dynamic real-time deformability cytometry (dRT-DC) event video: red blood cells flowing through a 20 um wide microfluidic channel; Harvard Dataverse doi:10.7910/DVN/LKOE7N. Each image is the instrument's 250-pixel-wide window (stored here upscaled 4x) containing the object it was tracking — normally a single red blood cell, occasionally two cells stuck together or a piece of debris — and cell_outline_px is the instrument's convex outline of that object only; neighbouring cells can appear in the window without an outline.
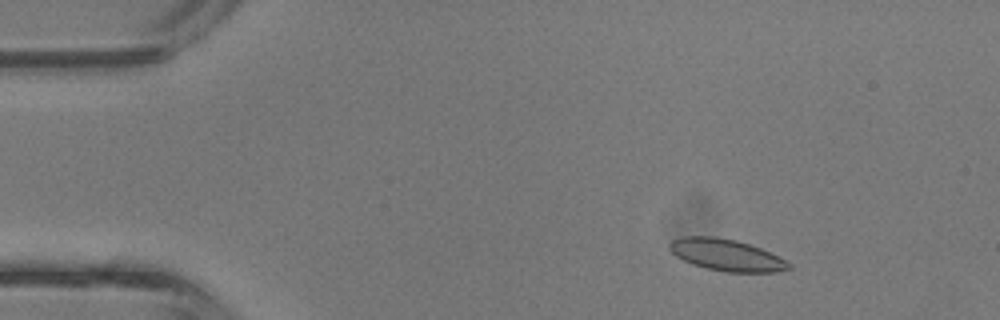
{"species": "common noctule bat (a hibernating species)", "species_latin": "Nyctalus noctula", "temperature_condition": "room temperature", "stored_images_in_passage": 43, "camera_frame_rate_fps": 3000, "um_per_image_px": 0.085, "animal": {"sex": "male", "body_mass_g": 13.3}, "frame": {"image": 1, "passage_image": 6, "time_ms": 1.667, "image_size_px": [1000, 320], "cell_outline_px": [[792, 268], [776, 272], [724, 272], [692, 264], [676, 256], [668, 248], [668, 244], [672, 240], [680, 236], [716, 236], [736, 240], [760, 248], [792, 264]], "centroid_in_image_um": [61.71, 21.66], "position_along_channel_um": 23.3, "area_um2": 21.96}}
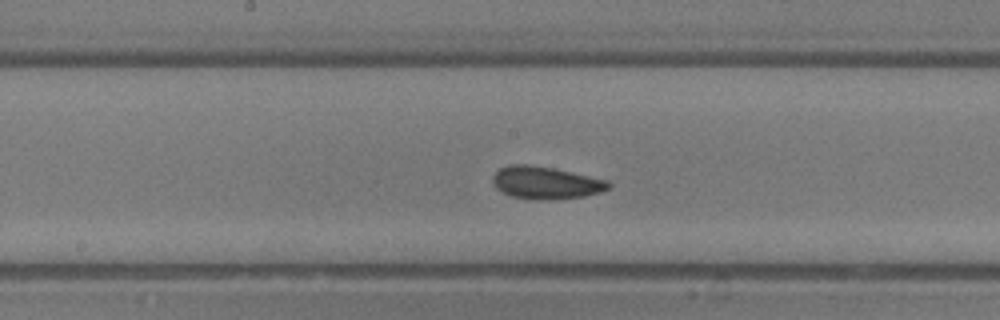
{"frame": {"image": 2, "passage_image": 22, "time_ms": 7.0, "image_size_px": [1000, 320], "cell_outline_px": [[612, 184], [608, 188], [600, 192], [584, 196], [544, 200], [528, 200], [512, 196], [496, 188], [492, 184], [492, 176], [500, 168], [508, 164], [528, 164], [552, 168], [608, 180]], "centroid_in_image_um": [46.35, 15.53], "position_along_channel_um": 201.9, "area_um2": 21.91}}
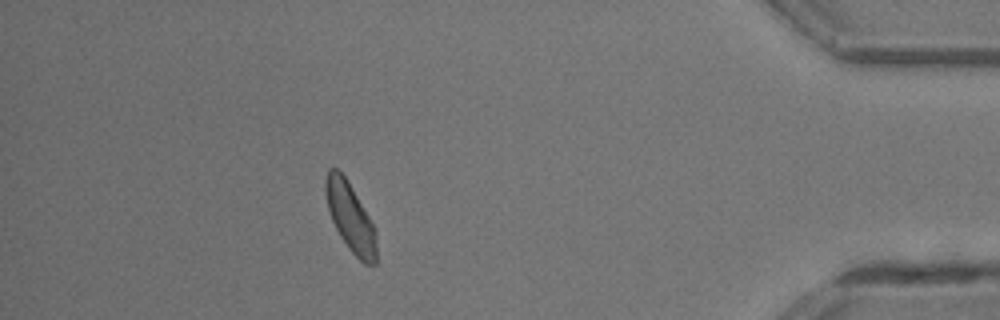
{"frame": {"image": 3, "passage_image": 38, "time_ms": 12.333, "image_size_px": [1000, 320], "cell_outline_px": [[376, 264], [364, 264], [348, 248], [340, 236], [332, 220], [328, 208], [324, 192], [324, 180], [328, 168], [336, 168], [344, 176], [368, 216], [372, 224], [376, 236]], "centroid_in_image_um": [29.74, 18.46], "position_along_channel_um": 405.5, "area_um2": 19.94}, "authors_computed_cell_mechanics": {"area_um2": 21.3282, "velocity_mm_per_s": 4.7943, "shape_relaxation_time_tau1_ms": 2.3963, "shape_relaxation_time_tau2_ms": 1.1877, "deformation_change_tau1": 0.0749, "deformation_change_tau2": 0.0735}}